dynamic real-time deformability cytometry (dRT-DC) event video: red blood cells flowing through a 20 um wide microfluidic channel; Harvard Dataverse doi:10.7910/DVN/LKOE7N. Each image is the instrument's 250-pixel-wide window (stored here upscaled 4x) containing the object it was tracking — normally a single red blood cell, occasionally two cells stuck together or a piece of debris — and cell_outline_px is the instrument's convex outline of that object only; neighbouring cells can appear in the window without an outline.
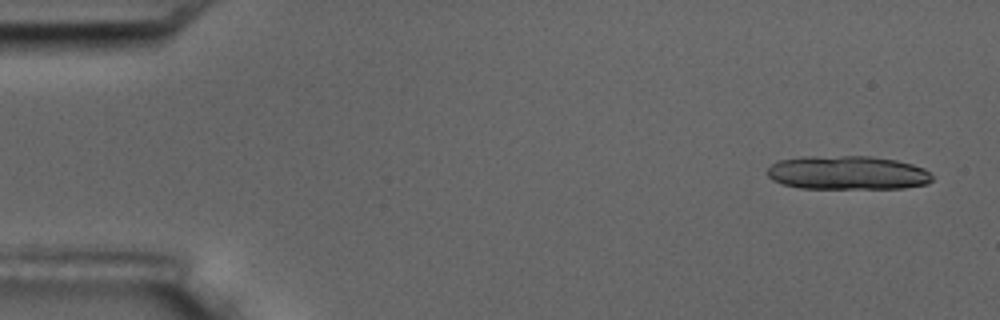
{"species": "common noctule bat (a hibernating species)", "species_latin": "Nyctalus noctula", "temperature_condition": "room temperature", "stored_images_in_passage": 16, "camera_frame_rate_fps": 3000, "um_per_image_px": 0.085, "animal": {"sex": "male", "body_mass_g": 17.5, "forearm_length_mm": 52.3}, "frame": {"image": 1, "passage_image": 1, "time_ms": 0.0, "image_size_px": [1000, 320], "cell_outline_px": [[932, 180], [928, 184], [904, 188], [800, 188], [784, 184], [772, 180], [768, 176], [768, 168], [772, 164], [780, 160], [800, 156], [872, 156], [896, 160], [912, 164], [924, 168], [932, 176]], "centroid_in_image_um": [72.04, 14.68], "position_along_channel_um": 13.0, "area_um2": 32.6}}
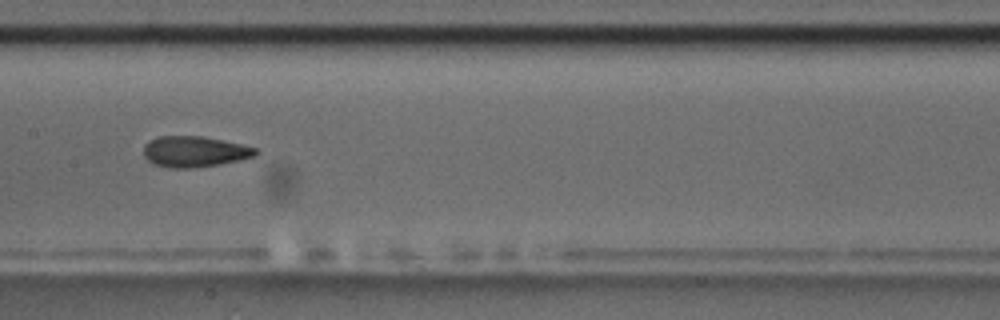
{"frame": {"image": 2, "passage_image": 8, "time_ms": 8.667, "image_size_px": [1000, 320], "cell_outline_px": [[260, 152], [256, 156], [216, 164], [188, 168], [172, 168], [152, 164], [144, 156], [144, 144], [148, 140], [160, 136], [204, 136], [240, 144], [256, 148]], "centroid_in_image_um": [16.5, 12.87], "position_along_channel_um": 190.9, "area_um2": 20.0}}
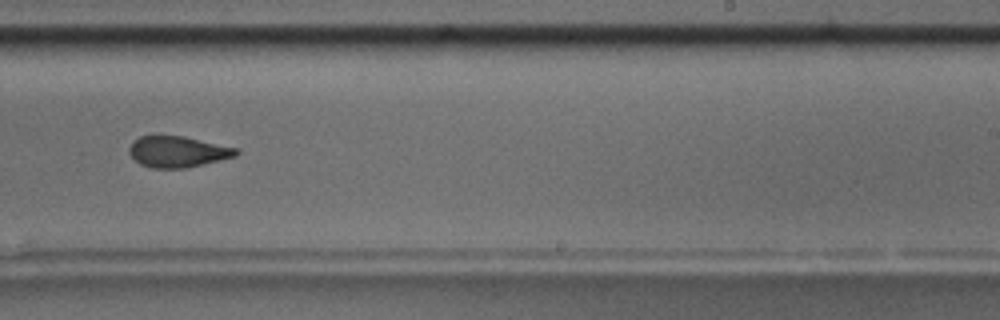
{"frame": {"image": 3, "passage_image": 10, "time_ms": 11.0, "image_size_px": [1000, 320], "cell_outline_px": [[240, 152], [236, 156], [220, 160], [184, 168], [152, 168], [140, 164], [128, 152], [128, 148], [132, 140], [140, 136], [156, 132], [184, 136], [236, 148]], "centroid_in_image_um": [15.02, 12.84], "position_along_channel_um": 274.0, "area_um2": 19.88}, "authors_computed_cell_mechanics": {"area_um2": 20.519, "velocity_mm_per_s": 3.579, "shape_relaxation_time_tau1_ms": null, "shape_relaxation_time_tau2_ms": 2.6371, "deformation_change_tau1": null, "deformation_change_tau2": 0.0922}}